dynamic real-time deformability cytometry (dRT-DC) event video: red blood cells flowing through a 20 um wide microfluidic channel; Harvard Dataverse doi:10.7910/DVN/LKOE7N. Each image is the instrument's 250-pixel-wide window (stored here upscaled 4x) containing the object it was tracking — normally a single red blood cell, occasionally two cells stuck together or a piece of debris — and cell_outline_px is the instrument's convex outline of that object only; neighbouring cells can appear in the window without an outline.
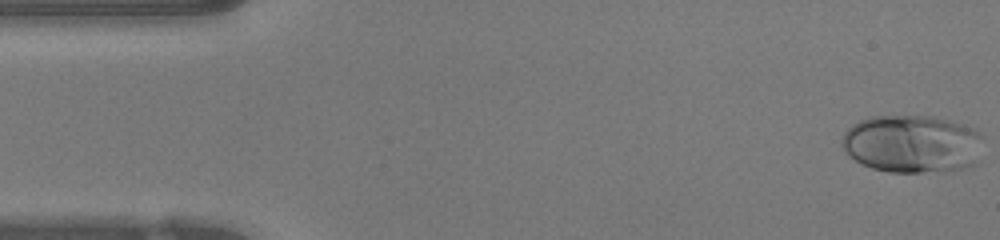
{"species": "human", "species_latin": "Homo sapiens", "temperature_condition": "warm", "stored_images_in_passage": 47, "camera_frame_rate_fps": 3000, "um_per_image_px": 0.085, "donor": {"sex": "female"}, "frame": {"image": 1, "passage_image": 1, "time_ms": 0.0, "image_size_px": [1000, 240], "cell_outline_px": [[976, 136], [972, 164], [960, 168], [920, 172], [892, 172], [872, 168], [856, 160], [844, 148], [844, 132], [848, 128], [860, 120], [872, 116], [920, 116], [940, 120], [972, 128]], "centroid_in_image_um": [77.36, 12.23], "position_along_channel_um": 7.6, "area_um2": 45.03}}
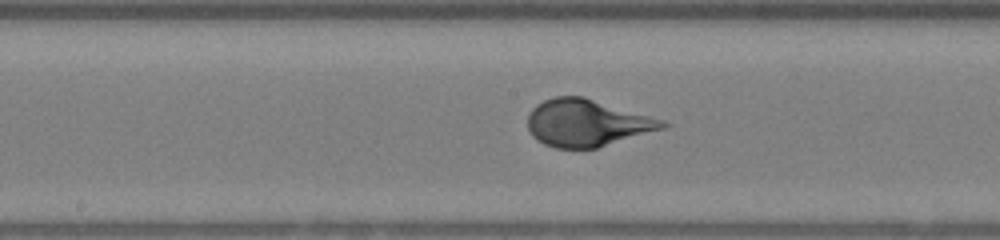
{"frame": {"image": 2, "passage_image": 23, "time_ms": 7.333, "image_size_px": [1000, 240], "cell_outline_px": [[672, 124], [664, 128], [596, 148], [556, 148], [544, 144], [532, 136], [528, 128], [528, 116], [532, 108], [536, 104], [544, 100], [556, 96], [584, 96], [664, 120]], "centroid_in_image_um": [49.88, 10.44], "position_along_channel_um": 198.3, "area_um2": 36.88}}
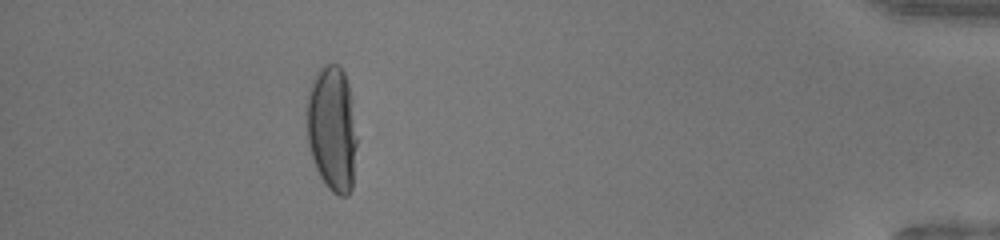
{"frame": {"image": 3, "passage_image": 42, "time_ms": 13.667, "image_size_px": [1000, 240], "cell_outline_px": [[356, 144], [352, 188], [348, 196], [340, 196], [332, 192], [324, 184], [316, 168], [308, 144], [308, 96], [312, 80], [316, 72], [324, 64], [336, 64], [344, 72], [348, 84], [356, 140]], "centroid_in_image_um": [28.22, 10.97], "position_along_channel_um": 407.0, "area_um2": 36.07}}